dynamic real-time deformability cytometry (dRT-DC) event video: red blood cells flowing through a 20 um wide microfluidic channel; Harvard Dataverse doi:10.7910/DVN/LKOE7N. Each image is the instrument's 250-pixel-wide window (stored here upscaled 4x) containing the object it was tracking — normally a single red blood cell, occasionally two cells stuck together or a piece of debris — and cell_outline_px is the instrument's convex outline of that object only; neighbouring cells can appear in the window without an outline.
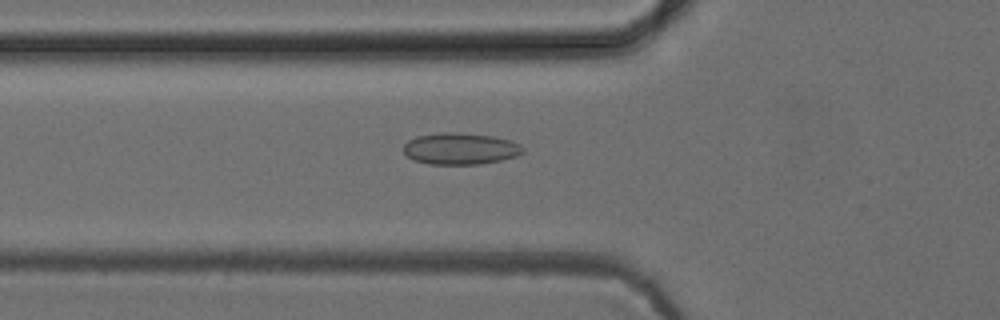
{"species": "common noctule bat (a hibernating species)", "species_latin": "Nyctalus noctula", "temperature_condition": "cold", "stored_images_in_passage": 51, "camera_frame_rate_fps": 3000, "um_per_image_px": 0.085, "animal": {"sex": "female", "body_mass_g": 24.6, "forearm_length_mm": 56.2}, "frame": {"image": 1, "passage_image": 18, "time_ms": 5.667, "image_size_px": [1000, 320], "cell_outline_px": [[524, 152], [516, 156], [500, 160], [480, 164], [428, 164], [416, 160], [408, 156], [404, 152], [404, 144], [408, 140], [416, 136], [444, 132], [456, 132], [492, 136], [512, 140], [520, 144], [524, 148]], "centroid_in_image_um": [39.15, 12.63], "position_along_channel_um": 86.6, "area_um2": 21.96}}
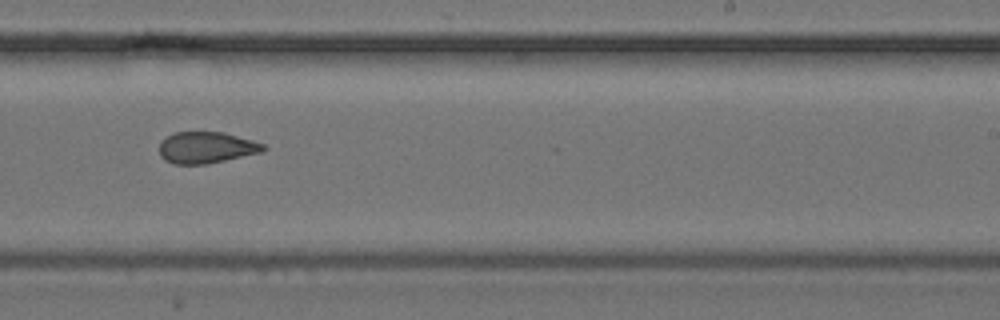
{"frame": {"image": 2, "passage_image": 32, "time_ms": 10.333, "image_size_px": [1000, 320], "cell_outline_px": [[268, 148], [260, 152], [224, 160], [204, 164], [172, 164], [164, 160], [160, 156], [160, 140], [172, 132], [224, 132], [252, 140], [264, 144]], "centroid_in_image_um": [17.49, 12.53], "position_along_channel_um": 271.5, "area_um2": 19.07}}
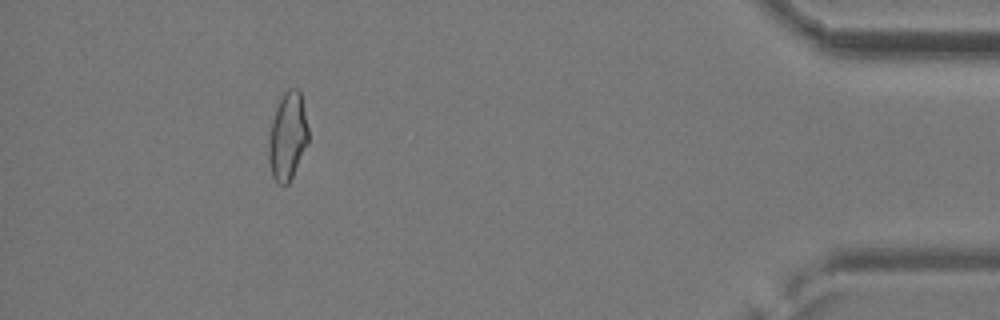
{"frame": {"image": 3, "passage_image": 47, "time_ms": 15.333, "image_size_px": [1000, 320], "cell_outline_px": [[308, 144], [288, 184], [276, 184], [272, 176], [268, 160], [268, 140], [272, 120], [276, 108], [284, 92], [288, 88], [296, 88], [300, 92], [308, 128]], "centroid_in_image_um": [24.43, 11.61], "position_along_channel_um": 410.8, "area_um2": 20.23}, "authors_computed_cell_mechanics": {"area_um2": 20.5768, "velocity_mm_per_s": 3.9465, "shape_relaxation_time_tau1_ms": null, "shape_relaxation_time_tau2_ms": 1.8743, "deformation_change_tau1": null, "deformation_change_tau2": 0.0659}}